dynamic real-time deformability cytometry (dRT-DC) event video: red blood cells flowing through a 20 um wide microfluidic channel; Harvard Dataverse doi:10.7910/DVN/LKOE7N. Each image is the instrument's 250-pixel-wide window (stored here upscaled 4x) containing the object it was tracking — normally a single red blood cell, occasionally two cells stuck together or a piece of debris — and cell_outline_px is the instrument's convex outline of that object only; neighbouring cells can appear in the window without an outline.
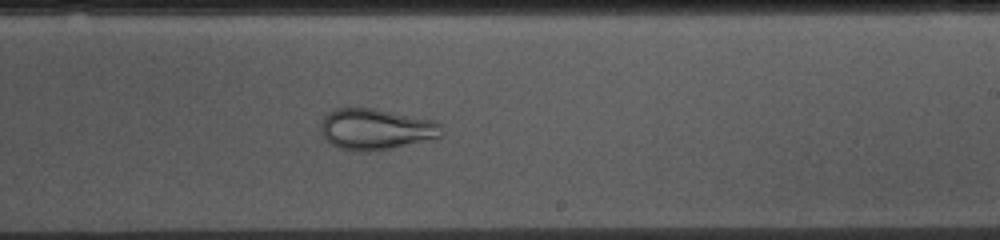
{"species": "common noctule bat (a hibernating species)", "species_latin": "Nyctalus noctula", "temperature_condition": "cold", "stored_images_in_passage": 55, "camera_frame_rate_fps": 3000, "um_per_image_px": 0.085, "animal": {"sex": "female", "body_mass_g": 10.0, "forearm_length_mm": 53.1}, "frame": {"image": 1, "passage_image": 31, "time_ms": 10.0, "image_size_px": [1000, 240], "cell_outline_px": [[444, 136], [432, 140], [388, 148], [364, 152], [356, 152], [340, 148], [328, 144], [324, 140], [320, 132], [320, 124], [324, 116], [328, 112], [336, 108], [372, 108], [432, 120], [440, 124]], "centroid_in_image_um": [31.9, 10.99], "position_along_channel_um": 257.1, "area_um2": 29.13}}
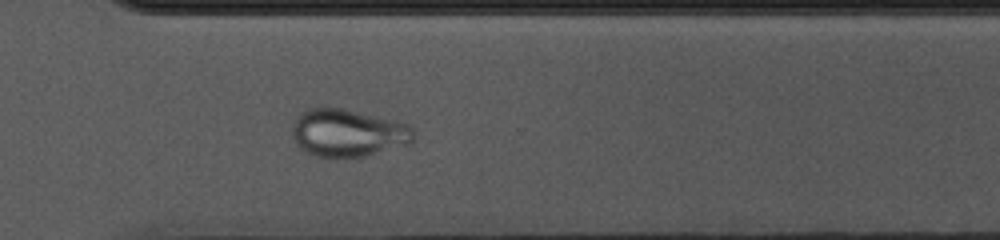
{"frame": {"image": 2, "passage_image": 38, "time_ms": 12.333, "image_size_px": [1000, 240], "cell_outline_px": [[416, 136], [408, 144], [364, 156], [316, 156], [308, 152], [296, 144], [292, 136], [292, 124], [296, 116], [300, 112], [308, 108], [340, 108], [404, 120], [412, 128]], "centroid_in_image_um": [29.6, 11.26], "position_along_channel_um": 341.0, "area_um2": 33.87}}
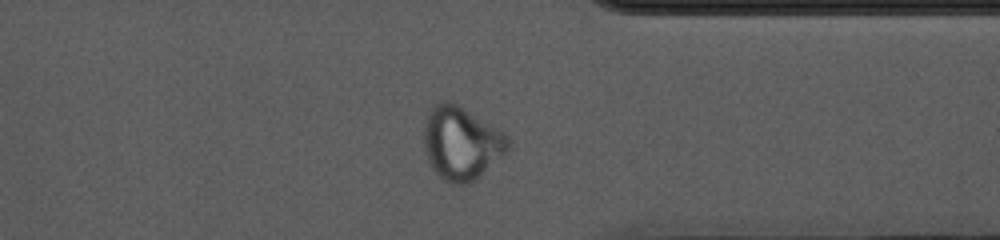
{"frame": {"image": 3, "passage_image": 41, "time_ms": 13.333, "image_size_px": [1000, 240], "cell_outline_px": [[508, 152], [480, 176], [464, 184], [452, 184], [444, 180], [432, 168], [428, 160], [424, 148], [424, 120], [428, 112], [436, 104], [444, 100], [448, 100], [460, 104], [504, 132], [508, 136]], "centroid_in_image_um": [39.21, 12.13], "position_along_channel_um": 372.2, "area_um2": 36.13}}